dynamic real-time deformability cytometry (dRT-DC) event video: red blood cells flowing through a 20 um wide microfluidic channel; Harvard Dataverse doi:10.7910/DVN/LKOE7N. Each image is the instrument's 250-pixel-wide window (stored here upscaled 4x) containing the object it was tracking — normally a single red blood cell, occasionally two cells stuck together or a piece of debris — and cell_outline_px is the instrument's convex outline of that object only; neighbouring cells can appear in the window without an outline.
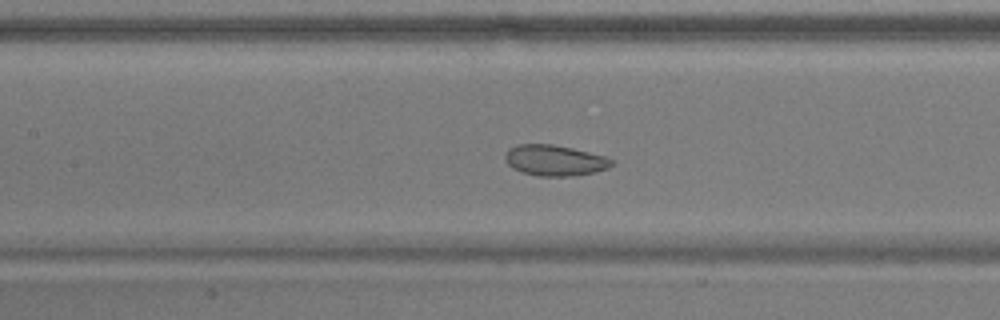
{"species": "common noctule bat (a hibernating species)", "species_latin": "Nyctalus noctula", "temperature_condition": "warm", "stored_images_in_passage": 55, "camera_frame_rate_fps": 3000, "um_per_image_px": 0.085, "animal": {"sex": "male", "body_mass_g": 17.9}, "frame": {"image": 1, "passage_image": 25, "time_ms": 8.0, "image_size_px": [1000, 320], "cell_outline_px": [[612, 164], [608, 168], [596, 172], [572, 176], [536, 176], [512, 168], [504, 160], [504, 156], [512, 148], [520, 144], [552, 144], [572, 148], [604, 156], [612, 160]], "centroid_in_image_um": [47.15, 13.64], "position_along_channel_um": 160.2, "area_um2": 18.9}}
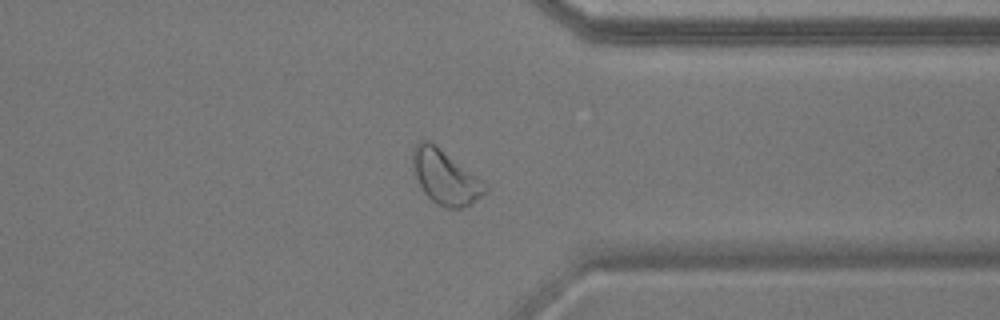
{"frame": {"image": 2, "passage_image": 43, "time_ms": 14.0, "image_size_px": [1000, 320], "cell_outline_px": [[488, 192], [468, 204], [460, 208], [444, 208], [436, 204], [424, 192], [416, 176], [412, 160], [412, 152], [416, 144], [420, 140], [428, 140], [488, 184]], "centroid_in_image_um": [37.86, 15.07], "position_along_channel_um": 373.5, "area_um2": 22.43}}
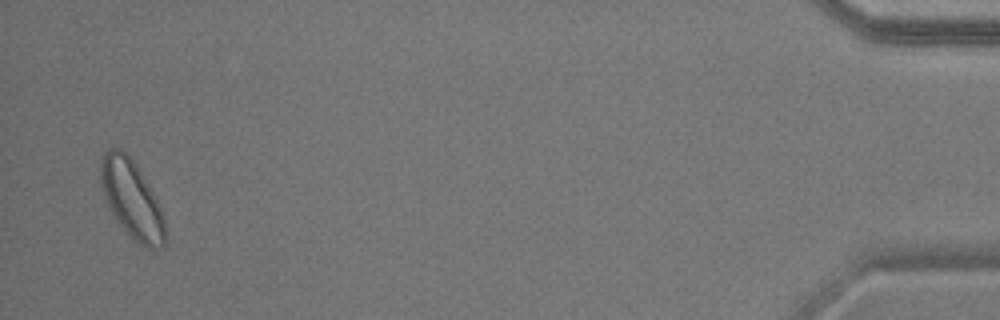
{"frame": {"image": 3, "passage_image": 54, "time_ms": 17.667, "image_size_px": [1000, 320], "cell_outline_px": [[164, 244], [160, 248], [144, 248], [116, 220], [108, 204], [100, 180], [100, 160], [104, 152], [108, 148], [120, 148], [136, 164], [156, 200], [160, 208], [164, 220]], "centroid_in_image_um": [11.17, 16.9], "position_along_channel_um": 424.0, "area_um2": 28.38}, "authors_computed_cell_mechanics": {"area_um2": 23.2356, "velocity_mm_per_s": 3.6293, "shape_relaxation_time_tau1_ms": 7.1349, "shape_relaxation_time_tau2_ms": 2.0781, "deformation_change_tau1": 0.0757, "deformation_change_tau2": 0.0674}}